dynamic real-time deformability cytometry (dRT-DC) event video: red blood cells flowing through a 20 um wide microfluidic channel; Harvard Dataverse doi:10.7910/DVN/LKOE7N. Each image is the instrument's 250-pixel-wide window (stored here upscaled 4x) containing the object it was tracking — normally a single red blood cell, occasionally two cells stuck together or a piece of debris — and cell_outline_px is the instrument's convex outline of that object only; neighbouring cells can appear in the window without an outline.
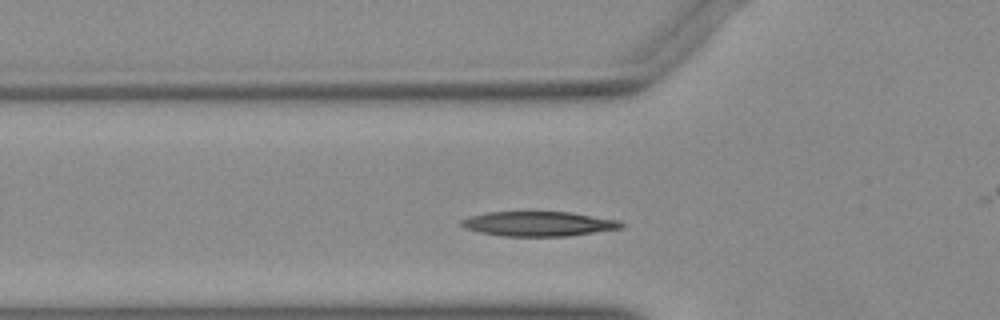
{"species": "Egyptian fruit bat (a non-hibernating species)", "species_latin": "Rousettus aegyptiacus", "temperature_condition": "warm", "stored_images_in_passage": 30, "camera_frame_rate_fps": 3000, "um_per_image_px": 0.085, "animal": {"sex": "female"}, "frame": {"image": 1, "passage_image": 2, "time_ms": 0.333, "image_size_px": [1000, 320], "cell_outline_px": [[624, 224], [620, 228], [568, 236], [500, 236], [480, 232], [464, 228], [460, 224], [460, 220], [468, 216], [488, 212], [568, 212], [616, 220]], "centroid_in_image_um": [45.68, 19.02], "position_along_channel_um": 80.1, "area_um2": 22.77}}
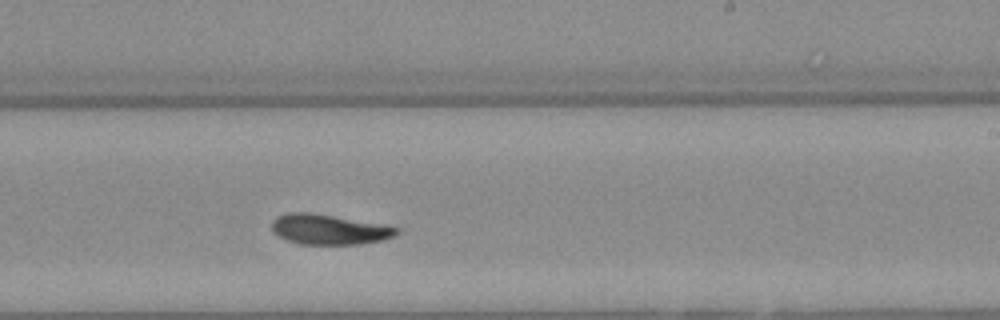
{"frame": {"image": 2, "passage_image": 16, "time_ms": 5.0, "image_size_px": [1000, 320], "cell_outline_px": [[400, 232], [396, 236], [384, 240], [360, 244], [300, 244], [288, 240], [280, 236], [272, 228], [272, 220], [276, 216], [288, 212], [308, 212], [332, 216], [396, 228]], "centroid_in_image_um": [27.93, 19.51], "position_along_channel_um": 261.1, "area_um2": 21.39}}
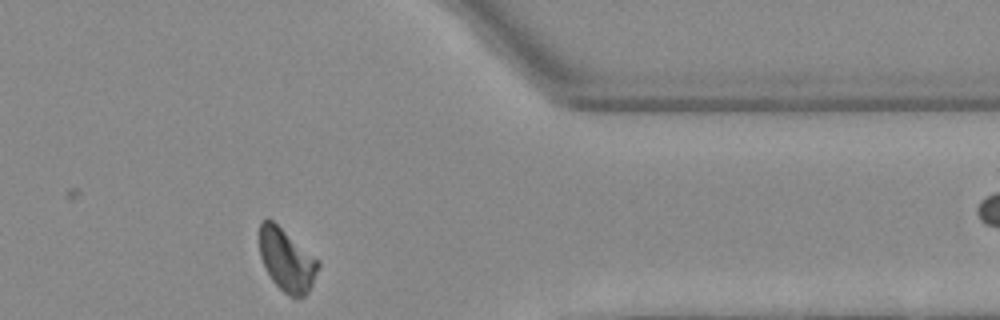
{"frame": {"image": 3, "passage_image": 27, "time_ms": 8.667, "image_size_px": [1000, 320], "cell_outline_px": [[320, 264], [312, 284], [308, 292], [304, 296], [288, 296], [272, 280], [260, 256], [260, 220], [268, 216], [316, 260]], "centroid_in_image_um": [24.33, 22.09], "position_along_channel_um": 387.1, "area_um2": 20.69}}